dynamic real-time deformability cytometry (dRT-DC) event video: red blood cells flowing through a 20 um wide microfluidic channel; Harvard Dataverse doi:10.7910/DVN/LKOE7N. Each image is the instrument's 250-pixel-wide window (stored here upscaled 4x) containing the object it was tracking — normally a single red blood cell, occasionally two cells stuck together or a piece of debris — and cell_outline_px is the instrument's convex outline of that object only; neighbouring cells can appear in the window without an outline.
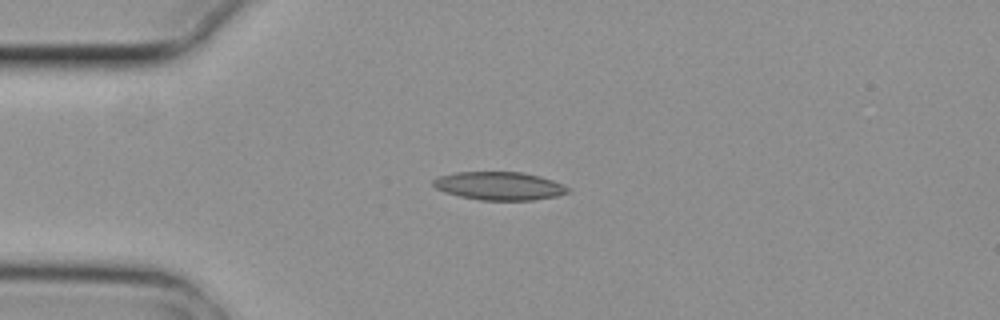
{"species": "common noctule bat (a hibernating species)", "species_latin": "Nyctalus noctula", "temperature_condition": "cold", "stored_images_in_passage": 3, "camera_frame_rate_fps": 3000, "um_per_image_px": 0.085, "animal": {"sex": "female", "body_mass_g": 29.2, "forearm_length_mm": 56.3}, "frame": {"image": 1, "passage_image": 3, "time_ms": 0.667, "image_size_px": [1000, 320], "cell_outline_px": [[568, 192], [556, 196], [532, 200], [480, 200], [460, 196], [444, 192], [436, 188], [432, 184], [432, 180], [440, 176], [456, 172], [524, 172], [540, 176], [552, 180], [568, 188]], "centroid_in_image_um": [42.4, 15.8], "position_along_channel_um": 42.6, "area_um2": 21.96}}